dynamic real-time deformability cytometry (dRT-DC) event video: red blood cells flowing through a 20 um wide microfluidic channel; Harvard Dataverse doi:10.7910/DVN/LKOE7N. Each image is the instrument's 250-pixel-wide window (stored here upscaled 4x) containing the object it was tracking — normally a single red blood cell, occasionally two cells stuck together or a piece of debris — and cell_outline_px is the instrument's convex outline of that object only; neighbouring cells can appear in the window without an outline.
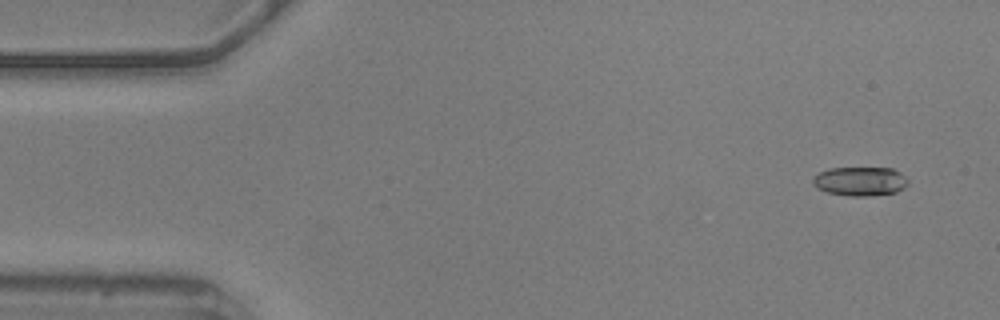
{"species": "common noctule bat (a hibernating species)", "species_latin": "Nyctalus noctula", "temperature_condition": "warm", "stored_images_in_passage": 7, "camera_frame_rate_fps": 3000, "um_per_image_px": 0.085, "animal": {"sex": "male", "body_mass_g": 20.5, "forearm_length_mm": 52.5}, "frame": {"image": 1, "passage_image": 4, "time_ms": 1.0, "image_size_px": [1000, 320], "cell_outline_px": [[908, 184], [904, 188], [896, 192], [872, 196], [848, 196], [828, 192], [816, 188], [812, 184], [812, 180], [820, 172], [828, 168], [892, 168], [900, 172], [908, 180]], "centroid_in_image_um": [73.12, 15.41], "position_along_channel_um": 11.9, "area_um2": 16.18}}